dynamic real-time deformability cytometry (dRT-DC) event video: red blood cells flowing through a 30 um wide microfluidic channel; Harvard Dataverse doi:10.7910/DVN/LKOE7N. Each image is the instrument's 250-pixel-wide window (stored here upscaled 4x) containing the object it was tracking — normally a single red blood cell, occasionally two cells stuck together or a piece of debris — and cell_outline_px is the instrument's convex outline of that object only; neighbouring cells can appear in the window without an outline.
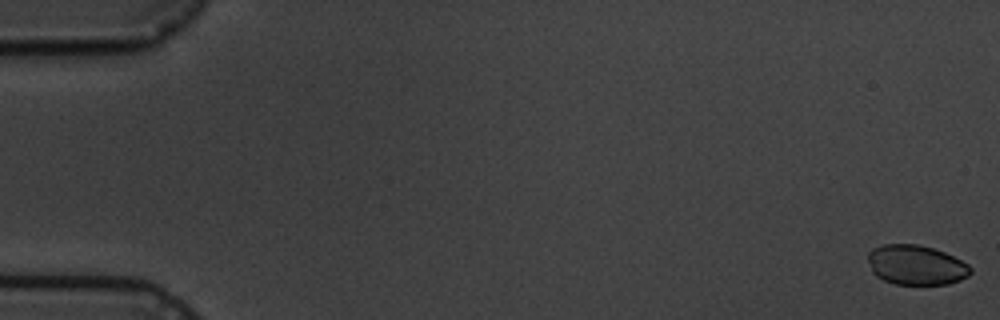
{"species": "common noctule bat (a hibernating species)", "species_latin": "Nyctalus noctula", "temperature_condition": "cold", "stored_images_in_passage": 8, "camera_frame_rate_fps": 3000, "um_per_image_px": 0.085, "animal": {"sex": "male", "body_mass_g": 19.5, "forearm_length_mm": 54.6}, "frame": {"image": 1, "passage_image": 1, "time_ms": 0.0, "image_size_px": [1000, 320], "cell_outline_px": [[972, 272], [968, 276], [960, 280], [948, 284], [896, 284], [884, 280], [876, 276], [872, 272], [868, 260], [868, 252], [872, 248], [884, 244], [920, 244], [944, 252], [968, 264], [972, 268]], "centroid_in_image_um": [77.86, 22.52], "position_along_channel_um": 7.1, "area_um2": 23.81}}
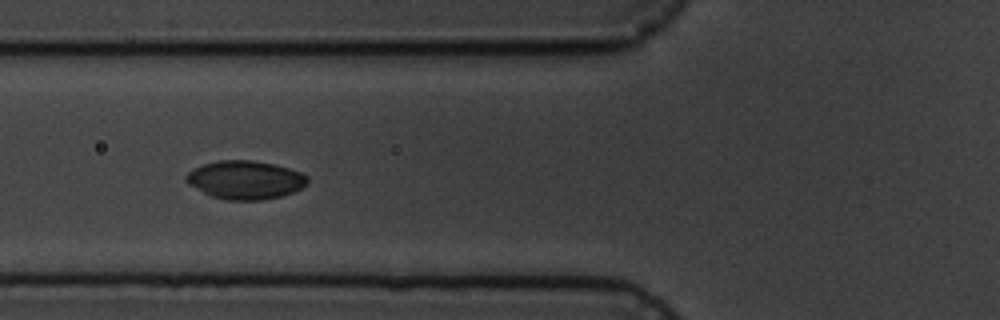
{"frame": {"image": 2, "passage_image": 7, "time_ms": 7.0, "image_size_px": [1000, 320], "cell_outline_px": [[308, 184], [292, 192], [280, 196], [260, 200], [224, 200], [212, 196], [188, 184], [184, 180], [184, 176], [188, 172], [204, 164], [220, 160], [252, 160], [272, 164], [288, 168], [300, 172], [308, 176]], "centroid_in_image_um": [20.84, 15.29], "position_along_channel_um": 105.0, "area_um2": 26.99}}
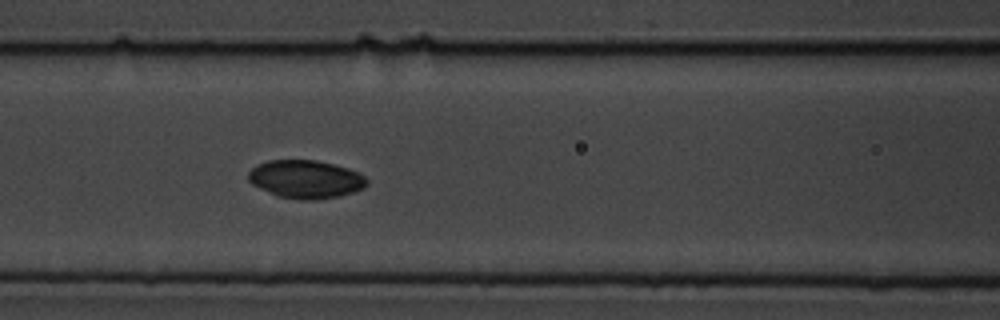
{"frame": {"image": 3, "passage_image": 8, "time_ms": 8.0, "image_size_px": [1000, 320], "cell_outline_px": [[368, 184], [364, 188], [340, 196], [316, 200], [300, 200], [280, 196], [260, 188], [252, 184], [248, 180], [248, 172], [256, 164], [268, 160], [316, 160], [348, 168], [364, 176], [368, 180]], "centroid_in_image_um": [25.98, 15.23], "position_along_channel_um": 140.6, "area_um2": 26.3}}